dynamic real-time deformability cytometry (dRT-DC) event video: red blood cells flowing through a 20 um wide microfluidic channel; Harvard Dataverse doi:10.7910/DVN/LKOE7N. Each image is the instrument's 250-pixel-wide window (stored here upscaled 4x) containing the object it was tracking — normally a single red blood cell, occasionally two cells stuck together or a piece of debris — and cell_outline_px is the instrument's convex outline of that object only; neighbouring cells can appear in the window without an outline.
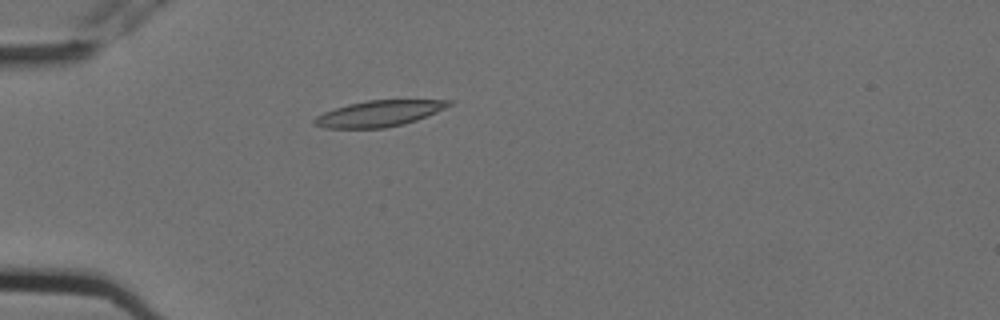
{"species": "Egyptian fruit bat (a non-hibernating species)", "species_latin": "Rousettus aegyptiacus", "temperature_condition": "cold", "stored_images_in_passage": 5, "camera_frame_rate_fps": 3000, "um_per_image_px": 0.085, "animal": {"sex": "female"}, "frame": {"image": 1, "passage_image": 4, "time_ms": 1.0, "image_size_px": [1000, 320], "cell_outline_px": [[456, 100], [452, 104], [436, 112], [416, 120], [404, 124], [384, 128], [324, 128], [312, 124], [312, 120], [316, 116], [324, 112], [348, 104], [368, 100]], "centroid_in_image_um": [32.19, 9.65], "position_along_channel_um": 52.8, "area_um2": 20.35}}